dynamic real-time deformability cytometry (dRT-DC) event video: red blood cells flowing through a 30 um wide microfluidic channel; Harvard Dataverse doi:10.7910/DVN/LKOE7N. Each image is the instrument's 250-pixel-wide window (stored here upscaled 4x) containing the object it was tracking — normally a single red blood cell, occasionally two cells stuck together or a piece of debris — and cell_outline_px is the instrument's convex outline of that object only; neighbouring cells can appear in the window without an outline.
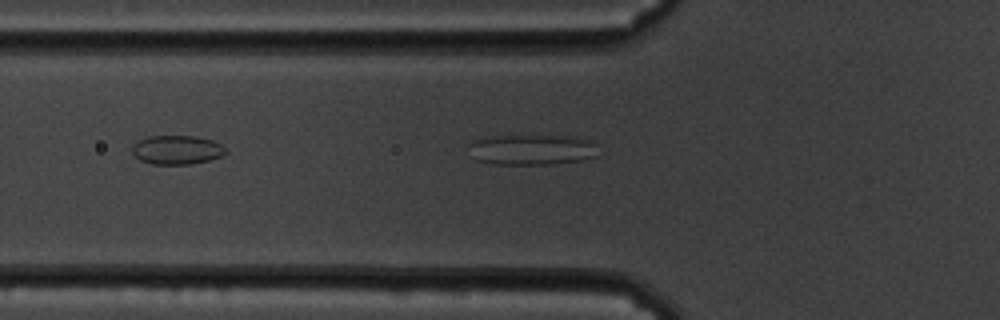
{"species": "common noctule bat (a hibernating species)", "species_latin": "Nyctalus noctula", "temperature_condition": "cold", "stored_images_in_passage": 4, "camera_frame_rate_fps": 3000, "um_per_image_px": 0.085, "animal": {"sex": "male", "body_mass_g": 19.5, "forearm_length_mm": 54.6}, "frame": {"image": 1, "passage_image": 4, "time_ms": 1.0, "image_size_px": [1000, 320], "cell_outline_px": [[596, 156], [580, 160], [548, 164], [492, 164], [476, 160], [468, 144], [472, 140], [492, 136], [576, 136], [588, 140], [592, 144]], "centroid_in_image_um": [45.14, 12.72], "position_along_channel_um": 80.7, "area_um2": 22.6}}